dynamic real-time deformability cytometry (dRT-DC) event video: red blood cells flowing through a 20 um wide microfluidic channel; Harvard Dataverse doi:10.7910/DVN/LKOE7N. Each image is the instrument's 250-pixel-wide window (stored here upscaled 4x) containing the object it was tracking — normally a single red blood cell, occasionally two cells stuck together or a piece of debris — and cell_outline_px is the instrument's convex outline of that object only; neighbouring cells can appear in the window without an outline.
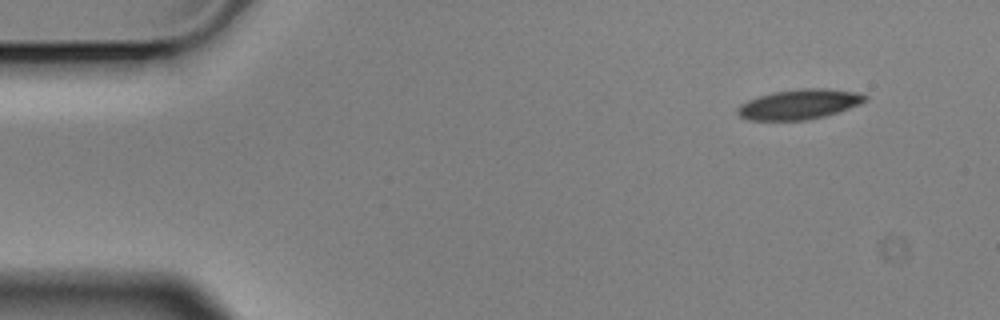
{"species": "Egyptian fruit bat (a non-hibernating species)", "species_latin": "Rousettus aegyptiacus", "temperature_condition": "cold", "stored_images_in_passage": 4, "segment_of_instrument_passage": [1, 2], "camera_frame_rate_fps": 3000, "um_per_image_px": 0.085, "animal": {"sex": "male"}, "frame": {"image": 1, "passage_image": 1, "time_ms": 0.0, "image_size_px": [1000, 320], "cell_outline_px": [[868, 100], [860, 104], [824, 116], [804, 120], [748, 120], [740, 116], [736, 112], [736, 108], [740, 104], [748, 100], [772, 92], [800, 88], [828, 88], [856, 92], [868, 96]], "centroid_in_image_um": [67.92, 8.85], "position_along_channel_um": 17.1, "area_um2": 22.25}}
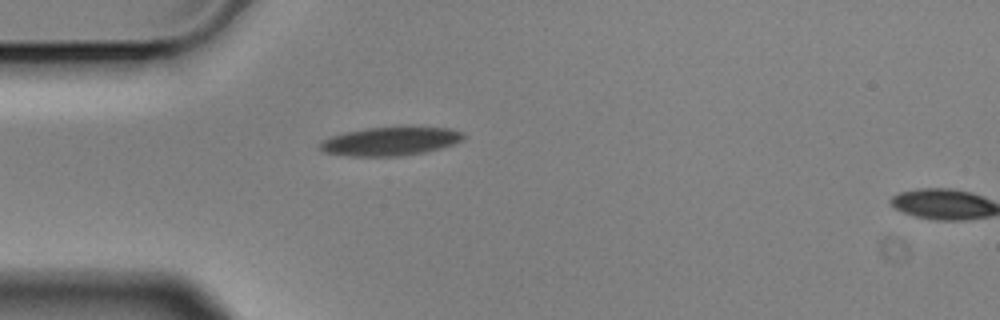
{"frame": {"image": 2, "passage_image": 3, "time_ms": 0.667, "image_size_px": [1000, 320], "cell_outline_px": [[464, 136], [460, 140], [452, 144], [440, 148], [424, 152], [400, 156], [352, 156], [324, 152], [320, 148], [320, 140], [344, 132], [364, 128], [408, 124], [448, 128], [460, 132]], "centroid_in_image_um": [33.17, 11.96], "position_along_channel_um": 51.8, "area_um2": 24.51}}